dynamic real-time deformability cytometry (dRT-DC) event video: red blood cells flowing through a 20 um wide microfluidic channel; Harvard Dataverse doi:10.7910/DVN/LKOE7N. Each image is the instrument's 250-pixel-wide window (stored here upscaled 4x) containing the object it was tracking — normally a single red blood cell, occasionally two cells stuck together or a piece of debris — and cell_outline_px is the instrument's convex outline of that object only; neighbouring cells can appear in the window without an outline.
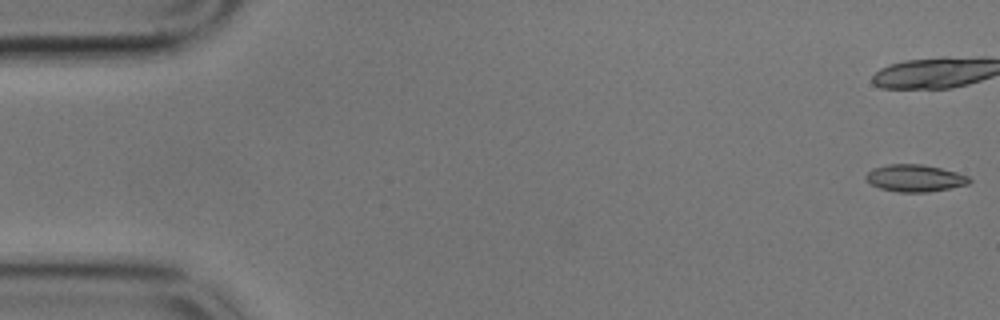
{"species": "common noctule bat (a hibernating species)", "species_latin": "Nyctalus noctula", "temperature_condition": "cold", "stored_images_in_passage": 8, "camera_frame_rate_fps": 3000, "um_per_image_px": 0.085, "animal": {"sex": "male", "body_mass_g": 17.9}, "frame": {"image": 1, "passage_image": 1, "time_ms": 0.0, "image_size_px": [1000, 320], "cell_outline_px": [[972, 180], [968, 184], [928, 192], [900, 192], [880, 188], [872, 184], [864, 176], [872, 168], [888, 164], [920, 164], [940, 168], [956, 172], [968, 176]], "centroid_in_image_um": [77.76, 15.13], "position_along_channel_um": 7.2, "area_um2": 16.13}}